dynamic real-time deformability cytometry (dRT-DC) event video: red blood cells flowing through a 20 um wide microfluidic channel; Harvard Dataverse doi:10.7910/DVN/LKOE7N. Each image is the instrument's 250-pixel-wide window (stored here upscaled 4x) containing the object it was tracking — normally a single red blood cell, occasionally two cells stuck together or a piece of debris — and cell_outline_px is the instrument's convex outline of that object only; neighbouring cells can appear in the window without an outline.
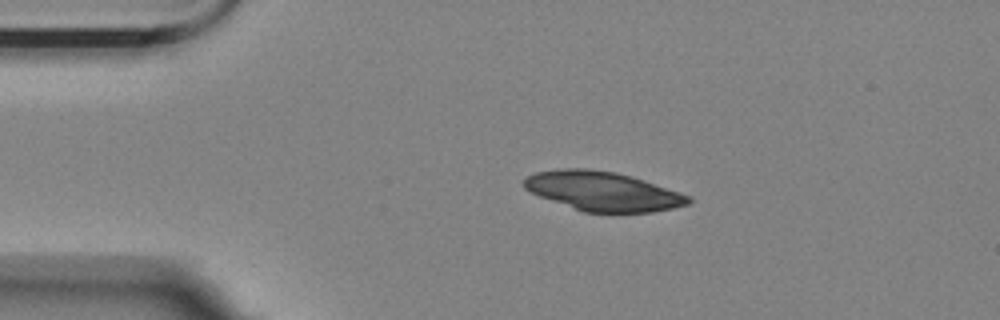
{"species": "Egyptian fruit bat (a non-hibernating species)", "species_latin": "Rousettus aegyptiacus", "temperature_condition": "room temperature", "stored_images_in_passage": 45, "camera_frame_rate_fps": 3000, "um_per_image_px": 0.085, "animal": {"sex": "female"}, "frame": {"image": 1, "passage_image": 1, "time_ms": 0.0, "image_size_px": [1000, 320], "cell_outline_px": [[692, 200], [688, 204], [672, 208], [652, 212], [584, 212], [540, 196], [524, 188], [524, 176], [536, 172], [564, 168], [584, 168], [612, 172], [632, 176], [692, 196]], "centroid_in_image_um": [51.25, 16.25], "position_along_channel_um": 33.7, "area_um2": 37.28}}